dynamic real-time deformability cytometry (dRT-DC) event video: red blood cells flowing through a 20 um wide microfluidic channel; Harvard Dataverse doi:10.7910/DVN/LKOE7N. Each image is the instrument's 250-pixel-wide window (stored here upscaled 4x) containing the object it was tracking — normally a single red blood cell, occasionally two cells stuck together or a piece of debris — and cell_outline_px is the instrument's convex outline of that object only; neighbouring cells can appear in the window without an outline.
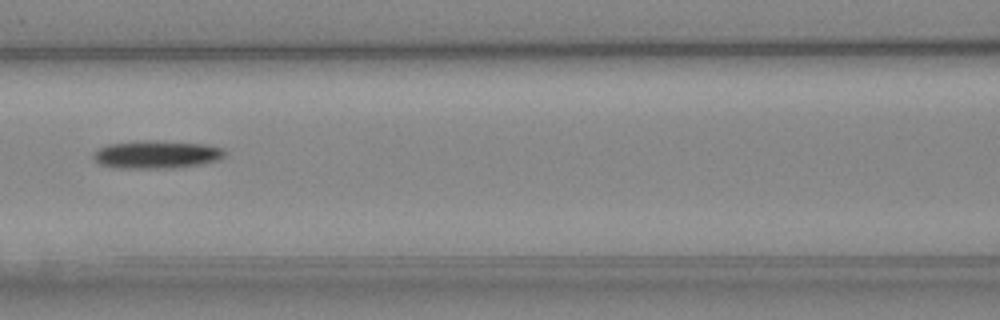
{"species": "Egyptian fruit bat (a non-hibernating species)", "species_latin": "Rousettus aegyptiacus", "temperature_condition": "cold", "stored_images_in_passage": 8, "camera_frame_rate_fps": 3000, "um_per_image_px": 0.085, "animal": {"sex": "female"}, "frame": {"image": 1, "passage_image": 7, "time_ms": 7.0, "image_size_px": [1000, 320], "cell_outline_px": [[224, 156], [220, 160], [200, 164], [168, 168], [116, 168], [100, 164], [92, 160], [92, 152], [108, 144], [144, 140], [152, 140], [208, 144], [224, 148]], "centroid_in_image_um": [13.28, 13.12], "position_along_channel_um": 153.3, "area_um2": 21.56}}
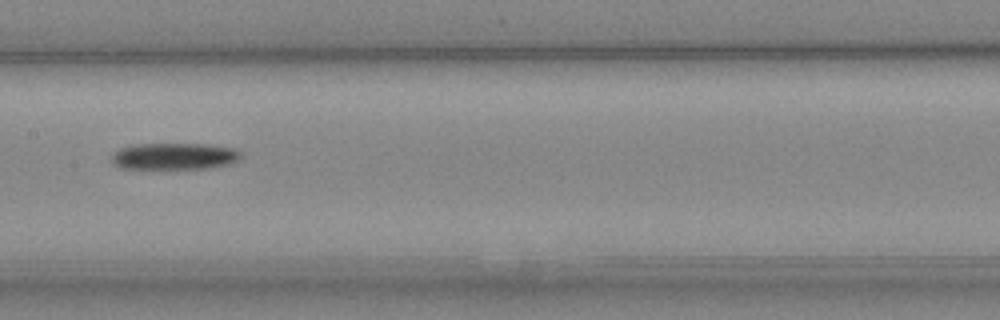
{"frame": {"image": 2, "passage_image": 8, "time_ms": 8.0, "image_size_px": [1000, 320], "cell_outline_px": [[244, 156], [240, 160], [228, 164], [212, 168], [120, 168], [112, 164], [108, 160], [112, 152], [120, 148], [132, 144], [204, 144], [236, 148]], "centroid_in_image_um": [14.79, 13.27], "position_along_channel_um": 192.6, "area_um2": 20.46}}